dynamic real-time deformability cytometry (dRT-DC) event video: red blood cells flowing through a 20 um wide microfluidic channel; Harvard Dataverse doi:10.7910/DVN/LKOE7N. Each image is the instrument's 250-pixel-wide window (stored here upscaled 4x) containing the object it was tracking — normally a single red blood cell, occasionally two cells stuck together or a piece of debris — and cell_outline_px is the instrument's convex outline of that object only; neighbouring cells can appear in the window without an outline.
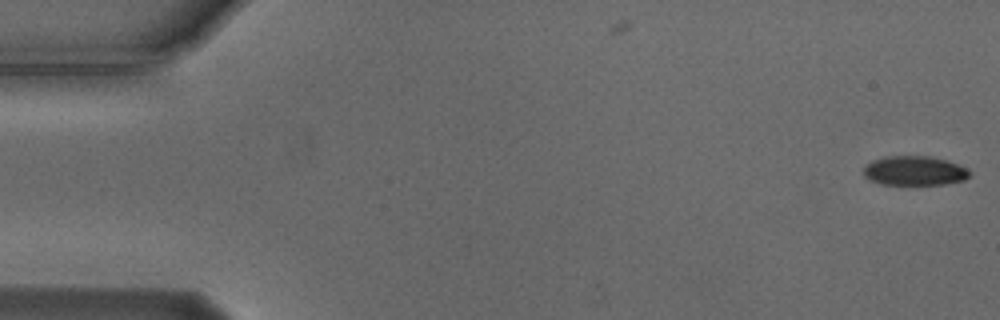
{"species": "Egyptian fruit bat (a non-hibernating species)", "species_latin": "Rousettus aegyptiacus", "temperature_condition": "cold", "stored_images_in_passage": 2, "camera_frame_rate_fps": 3000, "um_per_image_px": 0.085, "animal": {"sex": "male"}, "frame": {"image": 1, "passage_image": 2, "time_ms": 0.333, "image_size_px": [1000, 320], "cell_outline_px": [[972, 172], [964, 180], [944, 184], [880, 184], [868, 180], [864, 176], [864, 168], [872, 160], [884, 156], [928, 156], [944, 160], [956, 164]], "centroid_in_image_um": [77.68, 14.52], "position_along_channel_um": 7.3, "area_um2": 17.98}}